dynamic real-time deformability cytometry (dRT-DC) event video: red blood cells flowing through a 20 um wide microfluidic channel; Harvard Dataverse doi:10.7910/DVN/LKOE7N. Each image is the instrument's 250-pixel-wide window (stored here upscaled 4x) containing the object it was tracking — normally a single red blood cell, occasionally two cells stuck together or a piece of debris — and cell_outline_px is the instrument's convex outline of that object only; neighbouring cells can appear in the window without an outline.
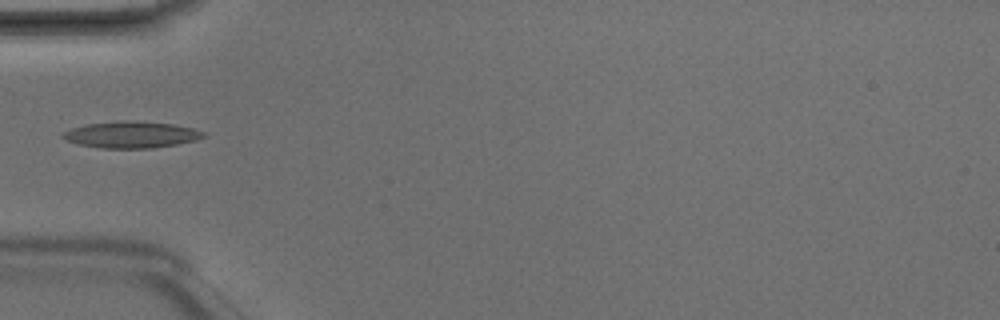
{"species": "Egyptian fruit bat (a non-hibernating species)", "species_latin": "Rousettus aegyptiacus", "temperature_condition": "room temperature", "stored_images_in_passage": 5, "camera_frame_rate_fps": 3000, "um_per_image_px": 0.085, "animal": {"sex": "male"}, "frame": {"image": 1, "passage_image": 4, "time_ms": 1.0, "image_size_px": [1000, 320], "cell_outline_px": [[204, 136], [196, 140], [176, 144], [152, 148], [100, 148], [76, 144], [60, 136], [64, 132], [72, 128], [88, 124], [124, 120], [136, 120], [172, 124], [192, 128], [204, 132]], "centroid_in_image_um": [11.14, 11.44], "position_along_channel_um": 73.9, "area_um2": 21.62}}